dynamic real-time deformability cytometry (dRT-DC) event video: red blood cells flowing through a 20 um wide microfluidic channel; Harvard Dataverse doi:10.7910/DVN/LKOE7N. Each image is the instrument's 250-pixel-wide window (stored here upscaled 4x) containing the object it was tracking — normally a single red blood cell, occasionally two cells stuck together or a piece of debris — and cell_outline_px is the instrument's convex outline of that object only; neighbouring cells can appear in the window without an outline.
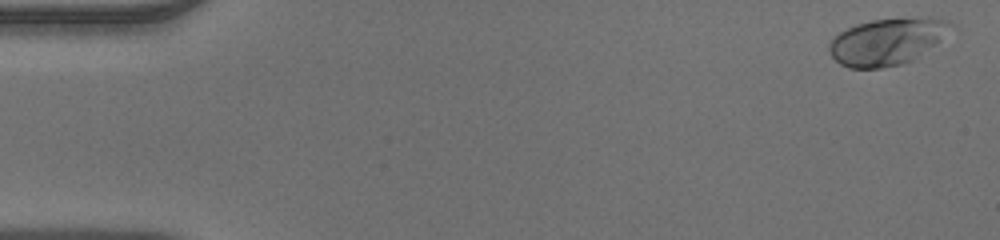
{"species": "human", "species_latin": "Homo sapiens", "temperature_condition": "warm", "stored_images_in_passage": 50, "camera_frame_rate_fps": 3000, "um_per_image_px": 0.085, "donor": {"sex": "male"}, "frame": {"image": 1, "passage_image": 2, "time_ms": 0.333, "image_size_px": [1000, 240], "cell_outline_px": [[956, 28], [912, 60], [900, 64], [880, 68], [848, 68], [840, 64], [828, 52], [828, 44], [840, 32], [856, 24], [872, 20], [928, 16], [932, 16], [956, 24]], "centroid_in_image_um": [75.43, 3.51], "position_along_channel_um": 9.6, "area_um2": 33.18}}
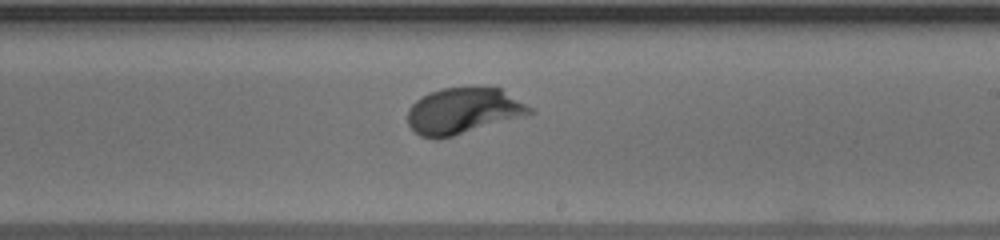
{"frame": {"image": 2, "passage_image": 30, "time_ms": 9.667, "image_size_px": [1000, 240], "cell_outline_px": [[536, 112], [452, 136], [436, 140], [420, 136], [408, 124], [408, 108], [416, 100], [440, 88], [500, 88], [532, 108]], "centroid_in_image_um": [39.34, 9.44], "position_along_channel_um": 249.7, "area_um2": 32.14}}
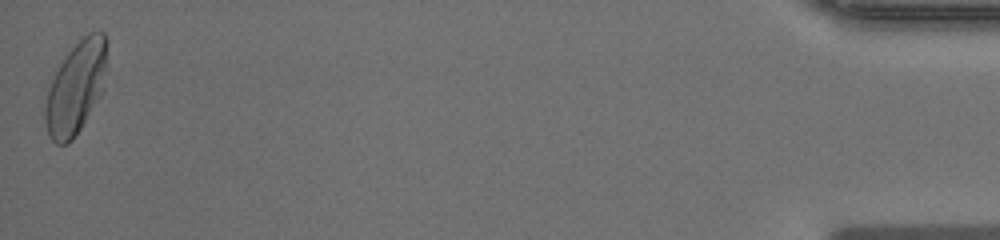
{"frame": {"image": 3, "passage_image": 50, "time_ms": 16.333, "image_size_px": [1000, 240], "cell_outline_px": [[108, 40], [104, 92], [72, 140], [68, 144], [56, 144], [52, 140], [48, 132], [44, 120], [44, 108], [48, 88], [64, 56], [88, 32], [104, 32]], "centroid_in_image_um": [6.48, 7.44], "position_along_channel_um": 428.7, "area_um2": 33.47}}